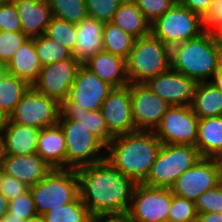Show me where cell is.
Returning a JSON list of instances; mask_svg holds the SVG:
<instances>
[{"label":"cell","mask_w":222,"mask_h":222,"mask_svg":"<svg viewBox=\"0 0 222 222\" xmlns=\"http://www.w3.org/2000/svg\"><path fill=\"white\" fill-rule=\"evenodd\" d=\"M214 0H177L178 3L187 7L194 13L202 16L211 6Z\"/></svg>","instance_id":"cell-45"},{"label":"cell","mask_w":222,"mask_h":222,"mask_svg":"<svg viewBox=\"0 0 222 222\" xmlns=\"http://www.w3.org/2000/svg\"><path fill=\"white\" fill-rule=\"evenodd\" d=\"M36 153L53 169H66V140L58 123L41 129Z\"/></svg>","instance_id":"cell-23"},{"label":"cell","mask_w":222,"mask_h":222,"mask_svg":"<svg viewBox=\"0 0 222 222\" xmlns=\"http://www.w3.org/2000/svg\"><path fill=\"white\" fill-rule=\"evenodd\" d=\"M130 96L136 131H154L170 105L145 83H130Z\"/></svg>","instance_id":"cell-14"},{"label":"cell","mask_w":222,"mask_h":222,"mask_svg":"<svg viewBox=\"0 0 222 222\" xmlns=\"http://www.w3.org/2000/svg\"><path fill=\"white\" fill-rule=\"evenodd\" d=\"M199 118L191 106H169L153 131L162 144L196 145Z\"/></svg>","instance_id":"cell-11"},{"label":"cell","mask_w":222,"mask_h":222,"mask_svg":"<svg viewBox=\"0 0 222 222\" xmlns=\"http://www.w3.org/2000/svg\"><path fill=\"white\" fill-rule=\"evenodd\" d=\"M191 107L199 119L222 116V92L210 81L199 82Z\"/></svg>","instance_id":"cell-28"},{"label":"cell","mask_w":222,"mask_h":222,"mask_svg":"<svg viewBox=\"0 0 222 222\" xmlns=\"http://www.w3.org/2000/svg\"><path fill=\"white\" fill-rule=\"evenodd\" d=\"M22 218L13 217V215L7 213L4 217H0V222H26Z\"/></svg>","instance_id":"cell-50"},{"label":"cell","mask_w":222,"mask_h":222,"mask_svg":"<svg viewBox=\"0 0 222 222\" xmlns=\"http://www.w3.org/2000/svg\"><path fill=\"white\" fill-rule=\"evenodd\" d=\"M60 117H68L80 122L105 146L114 138L109 132L100 110L87 111L80 104L72 103L67 98L61 103Z\"/></svg>","instance_id":"cell-24"},{"label":"cell","mask_w":222,"mask_h":222,"mask_svg":"<svg viewBox=\"0 0 222 222\" xmlns=\"http://www.w3.org/2000/svg\"><path fill=\"white\" fill-rule=\"evenodd\" d=\"M171 48L152 33L135 40L126 60L129 83H146L171 68Z\"/></svg>","instance_id":"cell-4"},{"label":"cell","mask_w":222,"mask_h":222,"mask_svg":"<svg viewBox=\"0 0 222 222\" xmlns=\"http://www.w3.org/2000/svg\"><path fill=\"white\" fill-rule=\"evenodd\" d=\"M151 33L171 48L204 32L201 16L175 2L169 10L151 23Z\"/></svg>","instance_id":"cell-8"},{"label":"cell","mask_w":222,"mask_h":222,"mask_svg":"<svg viewBox=\"0 0 222 222\" xmlns=\"http://www.w3.org/2000/svg\"><path fill=\"white\" fill-rule=\"evenodd\" d=\"M112 89L111 85L102 81L88 67L81 65L67 98L87 111L100 110Z\"/></svg>","instance_id":"cell-17"},{"label":"cell","mask_w":222,"mask_h":222,"mask_svg":"<svg viewBox=\"0 0 222 222\" xmlns=\"http://www.w3.org/2000/svg\"><path fill=\"white\" fill-rule=\"evenodd\" d=\"M171 200L170 188L137 183L128 213L135 222H167Z\"/></svg>","instance_id":"cell-12"},{"label":"cell","mask_w":222,"mask_h":222,"mask_svg":"<svg viewBox=\"0 0 222 222\" xmlns=\"http://www.w3.org/2000/svg\"><path fill=\"white\" fill-rule=\"evenodd\" d=\"M123 0H85L89 17L103 23L111 22Z\"/></svg>","instance_id":"cell-37"},{"label":"cell","mask_w":222,"mask_h":222,"mask_svg":"<svg viewBox=\"0 0 222 222\" xmlns=\"http://www.w3.org/2000/svg\"><path fill=\"white\" fill-rule=\"evenodd\" d=\"M8 213L13 215V217L24 220L38 215L30 190L15 199L9 200Z\"/></svg>","instance_id":"cell-39"},{"label":"cell","mask_w":222,"mask_h":222,"mask_svg":"<svg viewBox=\"0 0 222 222\" xmlns=\"http://www.w3.org/2000/svg\"><path fill=\"white\" fill-rule=\"evenodd\" d=\"M201 21L203 32L214 33L222 24V0H214Z\"/></svg>","instance_id":"cell-43"},{"label":"cell","mask_w":222,"mask_h":222,"mask_svg":"<svg viewBox=\"0 0 222 222\" xmlns=\"http://www.w3.org/2000/svg\"><path fill=\"white\" fill-rule=\"evenodd\" d=\"M222 179V159L202 157L184 171L170 190L173 195L195 200L205 191L217 186Z\"/></svg>","instance_id":"cell-10"},{"label":"cell","mask_w":222,"mask_h":222,"mask_svg":"<svg viewBox=\"0 0 222 222\" xmlns=\"http://www.w3.org/2000/svg\"><path fill=\"white\" fill-rule=\"evenodd\" d=\"M195 202L172 194L167 222H196Z\"/></svg>","instance_id":"cell-35"},{"label":"cell","mask_w":222,"mask_h":222,"mask_svg":"<svg viewBox=\"0 0 222 222\" xmlns=\"http://www.w3.org/2000/svg\"><path fill=\"white\" fill-rule=\"evenodd\" d=\"M136 38L124 32L112 22L104 23L102 41L103 51L128 59Z\"/></svg>","instance_id":"cell-29"},{"label":"cell","mask_w":222,"mask_h":222,"mask_svg":"<svg viewBox=\"0 0 222 222\" xmlns=\"http://www.w3.org/2000/svg\"><path fill=\"white\" fill-rule=\"evenodd\" d=\"M216 39V42L221 46L222 48V24L221 26L213 33Z\"/></svg>","instance_id":"cell-51"},{"label":"cell","mask_w":222,"mask_h":222,"mask_svg":"<svg viewBox=\"0 0 222 222\" xmlns=\"http://www.w3.org/2000/svg\"><path fill=\"white\" fill-rule=\"evenodd\" d=\"M30 87L26 80L7 74L0 83V108L10 115Z\"/></svg>","instance_id":"cell-30"},{"label":"cell","mask_w":222,"mask_h":222,"mask_svg":"<svg viewBox=\"0 0 222 222\" xmlns=\"http://www.w3.org/2000/svg\"><path fill=\"white\" fill-rule=\"evenodd\" d=\"M111 22L136 39L151 33V23L133 0H123Z\"/></svg>","instance_id":"cell-27"},{"label":"cell","mask_w":222,"mask_h":222,"mask_svg":"<svg viewBox=\"0 0 222 222\" xmlns=\"http://www.w3.org/2000/svg\"><path fill=\"white\" fill-rule=\"evenodd\" d=\"M34 45L42 67L72 57V52L68 48L46 34L34 38Z\"/></svg>","instance_id":"cell-31"},{"label":"cell","mask_w":222,"mask_h":222,"mask_svg":"<svg viewBox=\"0 0 222 222\" xmlns=\"http://www.w3.org/2000/svg\"><path fill=\"white\" fill-rule=\"evenodd\" d=\"M9 121V115L6 114L1 108H0V135H2L3 130L6 128Z\"/></svg>","instance_id":"cell-49"},{"label":"cell","mask_w":222,"mask_h":222,"mask_svg":"<svg viewBox=\"0 0 222 222\" xmlns=\"http://www.w3.org/2000/svg\"><path fill=\"white\" fill-rule=\"evenodd\" d=\"M0 31H21V22L11 0H0Z\"/></svg>","instance_id":"cell-41"},{"label":"cell","mask_w":222,"mask_h":222,"mask_svg":"<svg viewBox=\"0 0 222 222\" xmlns=\"http://www.w3.org/2000/svg\"><path fill=\"white\" fill-rule=\"evenodd\" d=\"M88 222H135L128 211L90 215Z\"/></svg>","instance_id":"cell-44"},{"label":"cell","mask_w":222,"mask_h":222,"mask_svg":"<svg viewBox=\"0 0 222 222\" xmlns=\"http://www.w3.org/2000/svg\"><path fill=\"white\" fill-rule=\"evenodd\" d=\"M60 114L61 104L57 100L43 95L31 86L9 115V120L42 129L57 124Z\"/></svg>","instance_id":"cell-9"},{"label":"cell","mask_w":222,"mask_h":222,"mask_svg":"<svg viewBox=\"0 0 222 222\" xmlns=\"http://www.w3.org/2000/svg\"><path fill=\"white\" fill-rule=\"evenodd\" d=\"M80 66L81 64L73 56L45 65L31 86L36 91L57 100L61 104L67 99Z\"/></svg>","instance_id":"cell-13"},{"label":"cell","mask_w":222,"mask_h":222,"mask_svg":"<svg viewBox=\"0 0 222 222\" xmlns=\"http://www.w3.org/2000/svg\"><path fill=\"white\" fill-rule=\"evenodd\" d=\"M196 222H222V213H198Z\"/></svg>","instance_id":"cell-46"},{"label":"cell","mask_w":222,"mask_h":222,"mask_svg":"<svg viewBox=\"0 0 222 222\" xmlns=\"http://www.w3.org/2000/svg\"><path fill=\"white\" fill-rule=\"evenodd\" d=\"M8 74L26 80L30 85L42 68L36 54L34 39H27L6 64Z\"/></svg>","instance_id":"cell-25"},{"label":"cell","mask_w":222,"mask_h":222,"mask_svg":"<svg viewBox=\"0 0 222 222\" xmlns=\"http://www.w3.org/2000/svg\"><path fill=\"white\" fill-rule=\"evenodd\" d=\"M27 39L21 31H0V64L6 65Z\"/></svg>","instance_id":"cell-36"},{"label":"cell","mask_w":222,"mask_h":222,"mask_svg":"<svg viewBox=\"0 0 222 222\" xmlns=\"http://www.w3.org/2000/svg\"><path fill=\"white\" fill-rule=\"evenodd\" d=\"M21 22V32L34 39L46 33L53 17L48 0H11Z\"/></svg>","instance_id":"cell-19"},{"label":"cell","mask_w":222,"mask_h":222,"mask_svg":"<svg viewBox=\"0 0 222 222\" xmlns=\"http://www.w3.org/2000/svg\"><path fill=\"white\" fill-rule=\"evenodd\" d=\"M202 158L193 145L162 144L143 184L171 188L175 180Z\"/></svg>","instance_id":"cell-6"},{"label":"cell","mask_w":222,"mask_h":222,"mask_svg":"<svg viewBox=\"0 0 222 222\" xmlns=\"http://www.w3.org/2000/svg\"><path fill=\"white\" fill-rule=\"evenodd\" d=\"M7 74H8V71H7L6 65L0 64V83Z\"/></svg>","instance_id":"cell-52"},{"label":"cell","mask_w":222,"mask_h":222,"mask_svg":"<svg viewBox=\"0 0 222 222\" xmlns=\"http://www.w3.org/2000/svg\"><path fill=\"white\" fill-rule=\"evenodd\" d=\"M79 192L90 215L128 211L136 183L105 159L76 170Z\"/></svg>","instance_id":"cell-1"},{"label":"cell","mask_w":222,"mask_h":222,"mask_svg":"<svg viewBox=\"0 0 222 222\" xmlns=\"http://www.w3.org/2000/svg\"><path fill=\"white\" fill-rule=\"evenodd\" d=\"M41 129L8 121L3 130V154L29 155L37 152Z\"/></svg>","instance_id":"cell-22"},{"label":"cell","mask_w":222,"mask_h":222,"mask_svg":"<svg viewBox=\"0 0 222 222\" xmlns=\"http://www.w3.org/2000/svg\"><path fill=\"white\" fill-rule=\"evenodd\" d=\"M30 187L0 170V193L8 200L27 193Z\"/></svg>","instance_id":"cell-42"},{"label":"cell","mask_w":222,"mask_h":222,"mask_svg":"<svg viewBox=\"0 0 222 222\" xmlns=\"http://www.w3.org/2000/svg\"><path fill=\"white\" fill-rule=\"evenodd\" d=\"M38 215L67 205L79 196L78 173L74 169H52L30 188Z\"/></svg>","instance_id":"cell-5"},{"label":"cell","mask_w":222,"mask_h":222,"mask_svg":"<svg viewBox=\"0 0 222 222\" xmlns=\"http://www.w3.org/2000/svg\"><path fill=\"white\" fill-rule=\"evenodd\" d=\"M222 92V61L210 80Z\"/></svg>","instance_id":"cell-47"},{"label":"cell","mask_w":222,"mask_h":222,"mask_svg":"<svg viewBox=\"0 0 222 222\" xmlns=\"http://www.w3.org/2000/svg\"><path fill=\"white\" fill-rule=\"evenodd\" d=\"M195 206L197 213H222V181L205 192L196 200Z\"/></svg>","instance_id":"cell-38"},{"label":"cell","mask_w":222,"mask_h":222,"mask_svg":"<svg viewBox=\"0 0 222 222\" xmlns=\"http://www.w3.org/2000/svg\"><path fill=\"white\" fill-rule=\"evenodd\" d=\"M58 124L66 140V169L77 170L105 159L106 146L80 122L59 117Z\"/></svg>","instance_id":"cell-7"},{"label":"cell","mask_w":222,"mask_h":222,"mask_svg":"<svg viewBox=\"0 0 222 222\" xmlns=\"http://www.w3.org/2000/svg\"><path fill=\"white\" fill-rule=\"evenodd\" d=\"M52 15L69 23L79 24L88 17L85 0H48Z\"/></svg>","instance_id":"cell-33"},{"label":"cell","mask_w":222,"mask_h":222,"mask_svg":"<svg viewBox=\"0 0 222 222\" xmlns=\"http://www.w3.org/2000/svg\"><path fill=\"white\" fill-rule=\"evenodd\" d=\"M161 146L153 131L122 134L106 145L105 160L136 184L143 183Z\"/></svg>","instance_id":"cell-2"},{"label":"cell","mask_w":222,"mask_h":222,"mask_svg":"<svg viewBox=\"0 0 222 222\" xmlns=\"http://www.w3.org/2000/svg\"><path fill=\"white\" fill-rule=\"evenodd\" d=\"M84 65L113 88L130 84L126 60L119 56L101 51L92 56Z\"/></svg>","instance_id":"cell-20"},{"label":"cell","mask_w":222,"mask_h":222,"mask_svg":"<svg viewBox=\"0 0 222 222\" xmlns=\"http://www.w3.org/2000/svg\"><path fill=\"white\" fill-rule=\"evenodd\" d=\"M195 146L202 157L222 159V116L199 119Z\"/></svg>","instance_id":"cell-26"},{"label":"cell","mask_w":222,"mask_h":222,"mask_svg":"<svg viewBox=\"0 0 222 222\" xmlns=\"http://www.w3.org/2000/svg\"><path fill=\"white\" fill-rule=\"evenodd\" d=\"M53 168L37 153L29 155L3 154L1 170L20 180L28 187H33L42 180Z\"/></svg>","instance_id":"cell-18"},{"label":"cell","mask_w":222,"mask_h":222,"mask_svg":"<svg viewBox=\"0 0 222 222\" xmlns=\"http://www.w3.org/2000/svg\"><path fill=\"white\" fill-rule=\"evenodd\" d=\"M146 19L153 23L169 10L177 0H133Z\"/></svg>","instance_id":"cell-40"},{"label":"cell","mask_w":222,"mask_h":222,"mask_svg":"<svg viewBox=\"0 0 222 222\" xmlns=\"http://www.w3.org/2000/svg\"><path fill=\"white\" fill-rule=\"evenodd\" d=\"M2 156H3V139L2 135H0V166H1Z\"/></svg>","instance_id":"cell-54"},{"label":"cell","mask_w":222,"mask_h":222,"mask_svg":"<svg viewBox=\"0 0 222 222\" xmlns=\"http://www.w3.org/2000/svg\"><path fill=\"white\" fill-rule=\"evenodd\" d=\"M103 27V22L89 16L76 24L77 40L72 56L81 65L96 53L103 51Z\"/></svg>","instance_id":"cell-21"},{"label":"cell","mask_w":222,"mask_h":222,"mask_svg":"<svg viewBox=\"0 0 222 222\" xmlns=\"http://www.w3.org/2000/svg\"><path fill=\"white\" fill-rule=\"evenodd\" d=\"M171 69L190 77L196 83L210 81L222 61V48L213 33L171 47Z\"/></svg>","instance_id":"cell-3"},{"label":"cell","mask_w":222,"mask_h":222,"mask_svg":"<svg viewBox=\"0 0 222 222\" xmlns=\"http://www.w3.org/2000/svg\"><path fill=\"white\" fill-rule=\"evenodd\" d=\"M9 200L0 193V217L8 213Z\"/></svg>","instance_id":"cell-48"},{"label":"cell","mask_w":222,"mask_h":222,"mask_svg":"<svg viewBox=\"0 0 222 222\" xmlns=\"http://www.w3.org/2000/svg\"><path fill=\"white\" fill-rule=\"evenodd\" d=\"M45 34L49 38L60 42L72 53L74 52L77 40L76 24L69 23L66 20H62L53 16L51 22L47 26Z\"/></svg>","instance_id":"cell-34"},{"label":"cell","mask_w":222,"mask_h":222,"mask_svg":"<svg viewBox=\"0 0 222 222\" xmlns=\"http://www.w3.org/2000/svg\"><path fill=\"white\" fill-rule=\"evenodd\" d=\"M46 222H88L90 213L80 196L73 202L42 215Z\"/></svg>","instance_id":"cell-32"},{"label":"cell","mask_w":222,"mask_h":222,"mask_svg":"<svg viewBox=\"0 0 222 222\" xmlns=\"http://www.w3.org/2000/svg\"><path fill=\"white\" fill-rule=\"evenodd\" d=\"M109 132L115 137L136 132L131 108L130 84L113 88L100 109Z\"/></svg>","instance_id":"cell-15"},{"label":"cell","mask_w":222,"mask_h":222,"mask_svg":"<svg viewBox=\"0 0 222 222\" xmlns=\"http://www.w3.org/2000/svg\"><path fill=\"white\" fill-rule=\"evenodd\" d=\"M26 222H46L42 215H36L32 218H29Z\"/></svg>","instance_id":"cell-53"},{"label":"cell","mask_w":222,"mask_h":222,"mask_svg":"<svg viewBox=\"0 0 222 222\" xmlns=\"http://www.w3.org/2000/svg\"><path fill=\"white\" fill-rule=\"evenodd\" d=\"M145 84L170 106H191L197 83L190 77L170 68L149 79Z\"/></svg>","instance_id":"cell-16"}]
</instances>
